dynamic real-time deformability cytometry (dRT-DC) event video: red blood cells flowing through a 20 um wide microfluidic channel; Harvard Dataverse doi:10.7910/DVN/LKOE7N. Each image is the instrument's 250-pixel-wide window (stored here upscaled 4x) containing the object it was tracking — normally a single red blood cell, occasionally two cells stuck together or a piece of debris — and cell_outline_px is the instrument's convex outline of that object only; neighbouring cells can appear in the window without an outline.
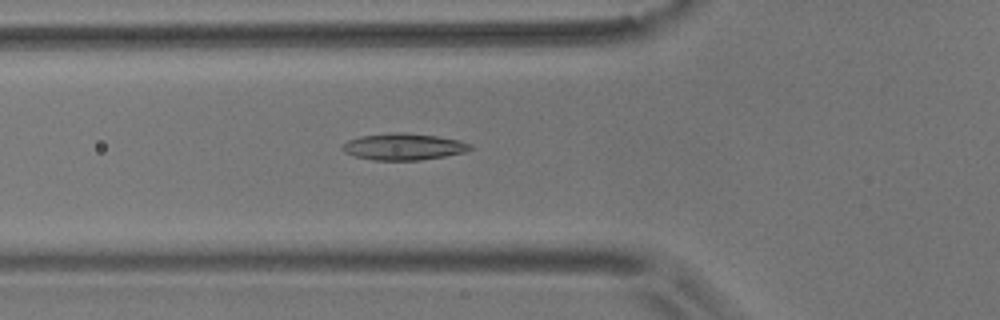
{"species": "common noctule bat (a hibernating species)", "species_latin": "Nyctalus noctula", "temperature_condition": "room temperature", "stored_images_in_passage": 54, "camera_frame_rate_fps": 3000, "um_per_image_px": 0.085, "animal": {"sex": "male", "body_mass_g": 17.9}, "frame": {"image": 1, "passage_image": 19, "time_ms": 6.0, "image_size_px": [1000, 320], "cell_outline_px": [[472, 148], [464, 152], [444, 156], [420, 160], [372, 160], [352, 156], [344, 152], [340, 148], [340, 144], [348, 140], [360, 136], [392, 132], [404, 132], [436, 136], [460, 140], [472, 144]], "centroid_in_image_um": [34.24, 12.46], "position_along_channel_um": 91.6, "area_um2": 20.06}}
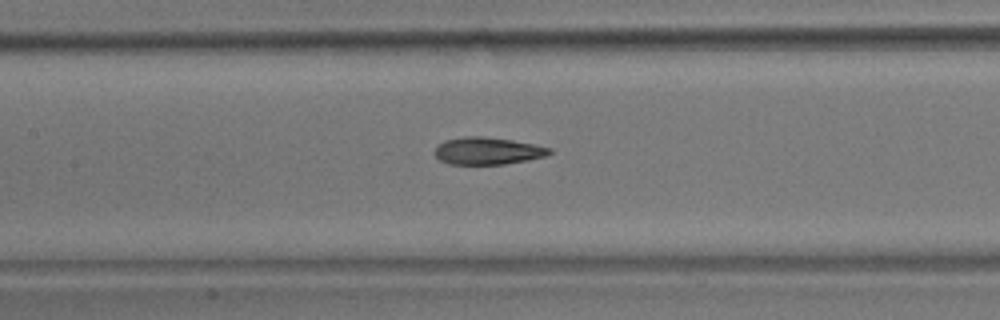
{"frame": {"image": 2, "passage_image": 25, "time_ms": 8.0, "image_size_px": [1000, 320], "cell_outline_px": [[552, 152], [544, 156], [528, 160], [504, 164], [448, 164], [440, 160], [436, 156], [436, 148], [444, 140], [464, 136], [484, 136], [512, 140], [552, 148]], "centroid_in_image_um": [41.45, 12.82], "position_along_channel_um": 166.0, "area_um2": 18.09}}
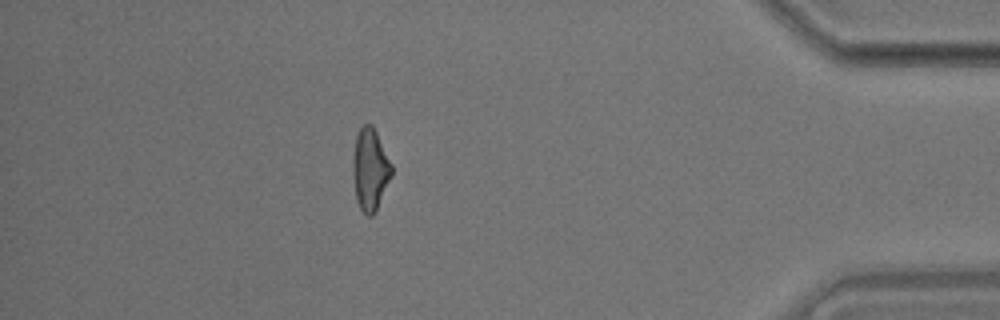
{"frame": {"image": 3, "passage_image": 48, "time_ms": 15.667, "image_size_px": [1000, 320], "cell_outline_px": [[392, 176], [376, 212], [372, 216], [368, 216], [360, 208], [356, 200], [352, 168], [352, 160], [356, 136], [360, 128], [364, 124], [372, 124], [392, 164]], "centroid_in_image_um": [31.46, 14.42], "position_along_channel_um": 403.7, "area_um2": 18.61}, "authors_computed_cell_mechanics": {"area_um2": 18.7561, "velocity_mm_per_s": 3.6839, "shape_relaxation_time_tau1_ms": null, "shape_relaxation_time_tau2_ms": 2.1237, "deformation_change_tau1": null, "deformation_change_tau2": 0.0987}}